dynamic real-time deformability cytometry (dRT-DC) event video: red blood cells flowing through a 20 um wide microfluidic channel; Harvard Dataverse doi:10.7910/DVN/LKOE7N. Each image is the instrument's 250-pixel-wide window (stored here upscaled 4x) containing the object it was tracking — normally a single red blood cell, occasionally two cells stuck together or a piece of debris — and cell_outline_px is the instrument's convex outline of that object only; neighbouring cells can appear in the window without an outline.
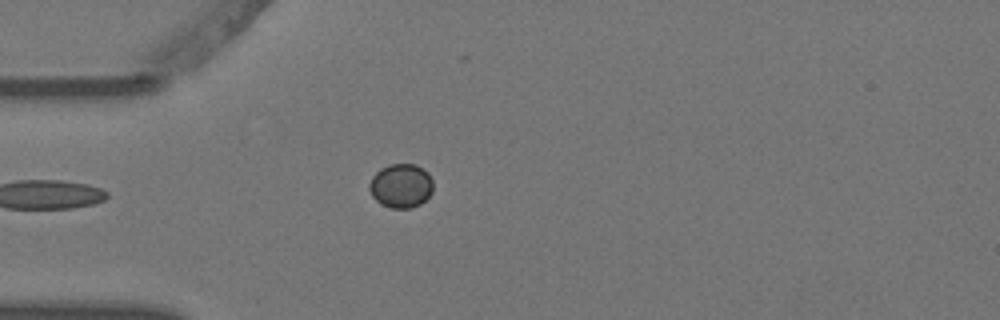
{"species": "Egyptian fruit bat (a non-hibernating species)", "species_latin": "Rousettus aegyptiacus", "temperature_condition": "warm", "stored_images_in_passage": 3, "camera_frame_rate_fps": 3000, "um_per_image_px": 0.085, "animal": {"sex": "female"}, "frame": {"image": 1, "passage_image": 3, "time_ms": 0.667, "image_size_px": [1000, 320], "cell_outline_px": [[432, 192], [420, 204], [412, 208], [392, 208], [380, 204], [372, 196], [368, 188], [368, 184], [372, 176], [380, 168], [388, 164], [416, 164], [428, 172], [432, 180]], "centroid_in_image_um": [34.06, 15.78], "position_along_channel_um": 50.9, "area_um2": 16.53}}